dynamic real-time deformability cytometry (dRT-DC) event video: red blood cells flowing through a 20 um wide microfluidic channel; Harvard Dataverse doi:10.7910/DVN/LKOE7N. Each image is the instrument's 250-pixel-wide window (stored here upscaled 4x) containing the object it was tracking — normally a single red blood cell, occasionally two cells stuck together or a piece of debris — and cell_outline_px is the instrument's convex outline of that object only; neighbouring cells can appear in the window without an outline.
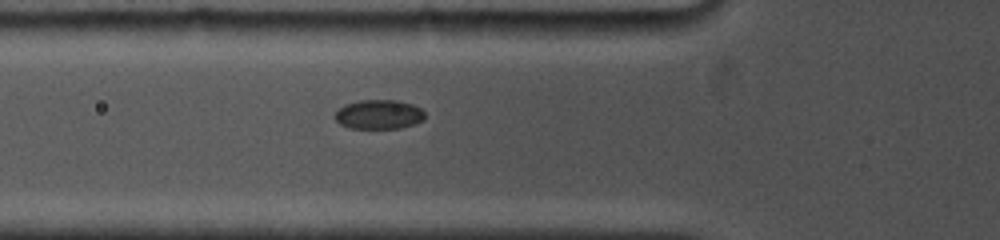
{"species": "common noctule bat (a hibernating species)", "species_latin": "Nyctalus noctula", "temperature_condition": "cold", "stored_images_in_passage": 15, "camera_frame_rate_fps": 5000, "um_per_image_px": 0.085, "animal": {"sex": "female", "body_mass_g": 19.0, "forearm_length_mm": 53.3}, "frame": {"image": 1, "passage_image": 4, "time_ms": 2.2, "image_size_px": [1000, 240], "cell_outline_px": [[424, 120], [400, 128], [348, 128], [340, 124], [336, 120], [336, 112], [344, 104], [360, 100], [400, 100], [412, 104], [420, 108], [424, 112]], "centroid_in_image_um": [32.21, 9.72], "position_along_channel_um": 93.6, "area_um2": 15.32}}
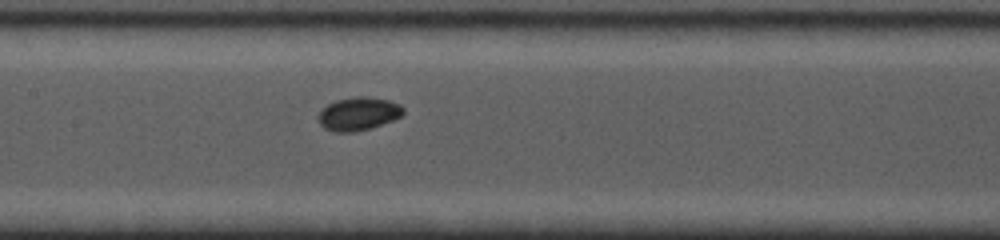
{"frame": {"image": 2, "passage_image": 7, "time_ms": 4.4, "image_size_px": [1000, 240], "cell_outline_px": [[404, 112], [400, 116], [392, 120], [372, 128], [356, 132], [336, 132], [324, 128], [320, 124], [320, 108], [336, 100], [356, 96], [368, 96], [388, 100], [400, 104], [404, 108]], "centroid_in_image_um": [30.47, 9.66], "position_along_channel_um": 176.9, "area_um2": 16.47}}
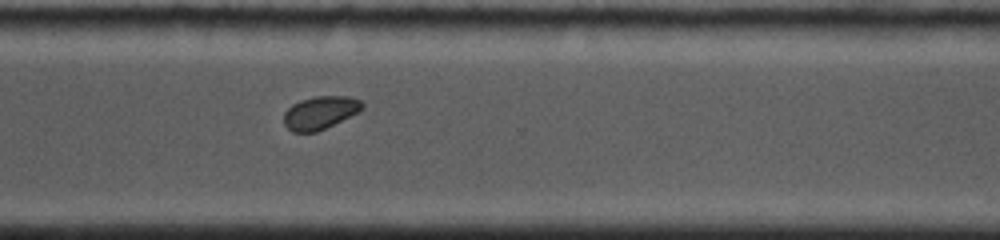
{"frame": {"image": 3, "passage_image": 15, "time_ms": 8.8, "image_size_px": [1000, 240], "cell_outline_px": [[364, 108], [316, 132], [292, 132], [284, 124], [284, 112], [292, 104], [300, 100], [316, 96], [348, 96], [360, 100], [364, 104]], "centroid_in_image_um": [27.17, 9.56], "position_along_channel_um": 343.4, "area_um2": 14.8}}